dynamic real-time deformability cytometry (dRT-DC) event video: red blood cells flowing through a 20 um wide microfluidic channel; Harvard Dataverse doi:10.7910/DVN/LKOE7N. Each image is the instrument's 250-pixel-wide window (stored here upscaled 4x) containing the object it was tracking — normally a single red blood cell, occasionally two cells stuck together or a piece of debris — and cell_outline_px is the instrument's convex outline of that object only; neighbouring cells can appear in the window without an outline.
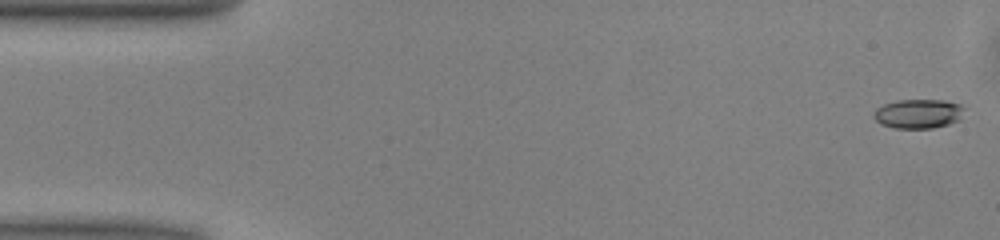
{"species": "common noctule bat (a hibernating species)", "species_latin": "Nyctalus noctula", "temperature_condition": "warm", "stored_images_in_passage": 50, "camera_frame_rate_fps": 3000, "um_per_image_px": 0.085, "animal": {"sex": "male", "body_mass_g": 13.0, "forearm_length_mm": 53.1}, "frame": {"image": 1, "passage_image": 1, "time_ms": 0.0, "image_size_px": [1000, 240], "cell_outline_px": [[964, 108], [960, 120], [948, 124], [932, 128], [892, 128], [880, 124], [872, 116], [872, 112], [876, 108], [884, 104], [896, 100], [944, 100], [960, 104]], "centroid_in_image_um": [78.02, 9.67], "position_along_channel_um": 7.0, "area_um2": 15.61}}
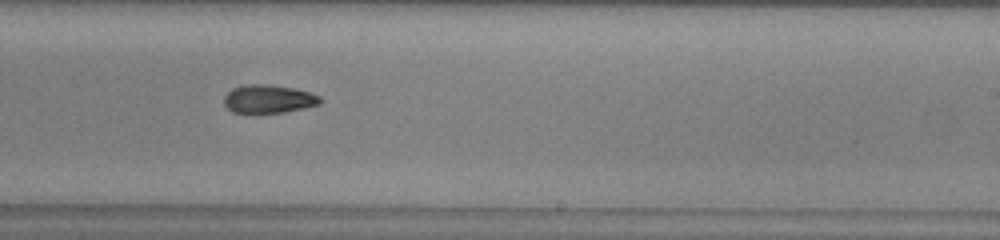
{"frame": {"image": 2, "passage_image": 30, "time_ms": 9.667, "image_size_px": [1000, 240], "cell_outline_px": [[324, 100], [320, 104], [304, 108], [284, 112], [232, 112], [224, 104], [224, 96], [232, 88], [244, 84], [268, 84], [296, 88], [320, 96]], "centroid_in_image_um": [22.85, 8.39], "position_along_channel_um": 266.2, "area_um2": 15.9}}
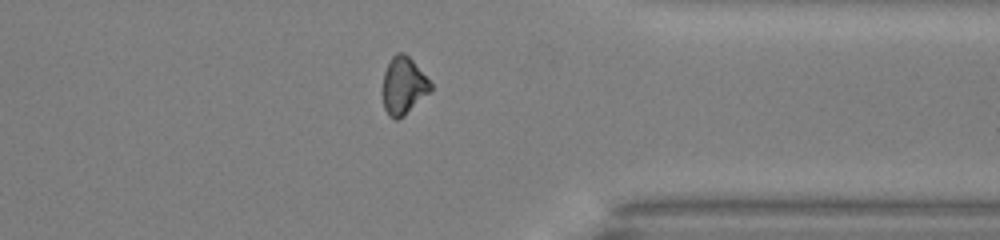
{"frame": {"image": 3, "passage_image": 39, "time_ms": 12.667, "image_size_px": [1000, 240], "cell_outline_px": [[432, 88], [428, 92], [396, 120], [388, 116], [384, 108], [384, 72], [392, 56], [396, 52], [404, 52], [412, 60], [432, 84]], "centroid_in_image_um": [34.27, 7.24], "position_along_channel_um": 377.1, "area_um2": 15.26}, "authors_computed_cell_mechanics": {"area_um2": 16.2418, "velocity_mm_per_s": 4.0366, "shape_relaxation_time_tau1_ms": 4.3501, "shape_relaxation_time_tau2_ms": null, "deformation_change_tau1": 0.1369, "deformation_change_tau2": null}}